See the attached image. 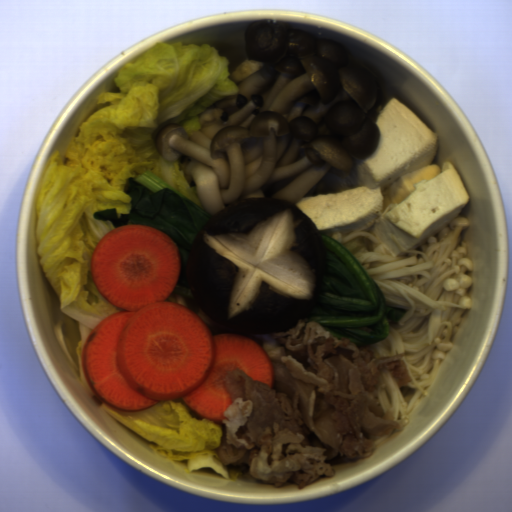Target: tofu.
Returning <instances> with one entry per match:
<instances>
[{"label":"tofu","instance_id":"obj_1","mask_svg":"<svg viewBox=\"0 0 512 512\" xmlns=\"http://www.w3.org/2000/svg\"><path fill=\"white\" fill-rule=\"evenodd\" d=\"M373 124L379 132L375 149L328 178L320 194L294 206L320 236L373 223L369 233L402 256L391 236L405 250L420 248L458 217L470 196L453 163L431 165L438 136L397 97Z\"/></svg>","mask_w":512,"mask_h":512},{"label":"tofu","instance_id":"obj_2","mask_svg":"<svg viewBox=\"0 0 512 512\" xmlns=\"http://www.w3.org/2000/svg\"><path fill=\"white\" fill-rule=\"evenodd\" d=\"M264 64L255 59L246 58L230 74L235 82L243 81L256 73Z\"/></svg>","mask_w":512,"mask_h":512}]
</instances>
